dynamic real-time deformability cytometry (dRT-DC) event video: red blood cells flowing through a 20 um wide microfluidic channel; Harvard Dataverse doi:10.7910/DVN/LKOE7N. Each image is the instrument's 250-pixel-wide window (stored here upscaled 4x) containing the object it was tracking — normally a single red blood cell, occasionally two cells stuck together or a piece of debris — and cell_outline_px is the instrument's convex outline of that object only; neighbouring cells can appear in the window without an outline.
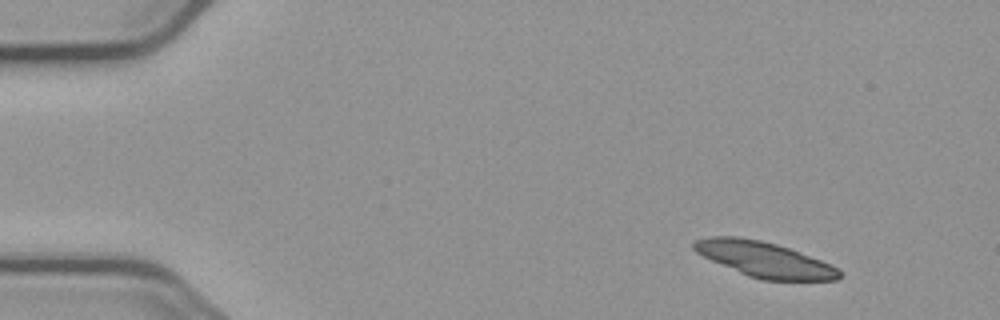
{"species": "common noctule bat (a hibernating species)", "species_latin": "Nyctalus noctula", "temperature_condition": "cold", "stored_images_in_passage": 5, "camera_frame_rate_fps": 3000, "um_per_image_px": 0.085, "animal": {"sex": "male", "body_mass_g": 23.1, "forearm_length_mm": 52.7}, "frame": {"image": 1, "passage_image": 1, "time_ms": 0.0, "image_size_px": [1000, 320], "cell_outline_px": [[844, 276], [836, 280], [764, 280], [748, 276], [712, 260], [696, 252], [692, 248], [692, 244], [696, 240], [708, 236], [740, 236], [760, 240], [776, 244], [788, 248], [832, 264], [840, 268], [844, 272]], "centroid_in_image_um": [65.02, 22.05], "position_along_channel_um": 20.0, "area_um2": 29.94}}